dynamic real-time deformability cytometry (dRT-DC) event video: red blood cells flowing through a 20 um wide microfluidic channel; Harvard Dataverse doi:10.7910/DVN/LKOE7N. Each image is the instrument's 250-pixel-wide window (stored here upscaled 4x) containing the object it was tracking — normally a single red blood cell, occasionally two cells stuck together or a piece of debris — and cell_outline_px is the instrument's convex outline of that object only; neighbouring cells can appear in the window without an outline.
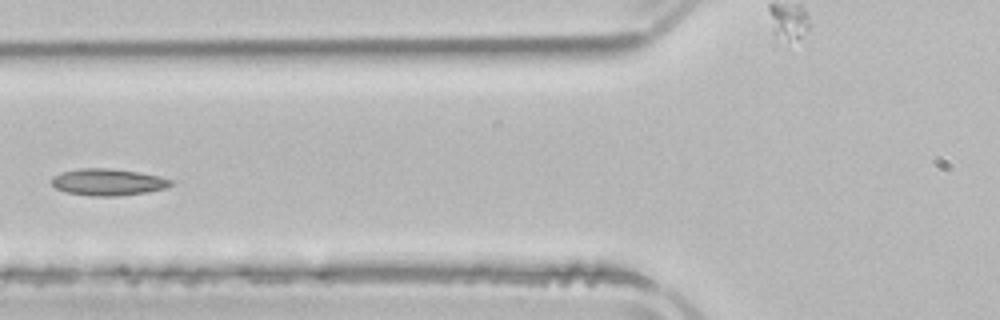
{"species": "common noctule bat (a hibernating species)", "species_latin": "Nyctalus noctula", "temperature_condition": "room temperature", "stored_images_in_passage": 6, "segment_of_instrument_passage": [1, 2], "camera_frame_rate_fps": 3000, "um_per_image_px": 0.085, "animal": {"sex": "male", "body_mass_g": 21.5, "forearm_length_mm": 52.0}, "frame": {"image": 1, "passage_image": 5, "time_ms": 5.667, "image_size_px": [1000, 320], "cell_outline_px": [[172, 184], [164, 188], [148, 192], [116, 196], [92, 196], [68, 192], [56, 188], [52, 184], [52, 176], [64, 172], [80, 168], [112, 168], [140, 172], [160, 176], [172, 180]], "centroid_in_image_um": [9.2, 15.47], "position_along_channel_um": 116.6, "area_um2": 18.5}}